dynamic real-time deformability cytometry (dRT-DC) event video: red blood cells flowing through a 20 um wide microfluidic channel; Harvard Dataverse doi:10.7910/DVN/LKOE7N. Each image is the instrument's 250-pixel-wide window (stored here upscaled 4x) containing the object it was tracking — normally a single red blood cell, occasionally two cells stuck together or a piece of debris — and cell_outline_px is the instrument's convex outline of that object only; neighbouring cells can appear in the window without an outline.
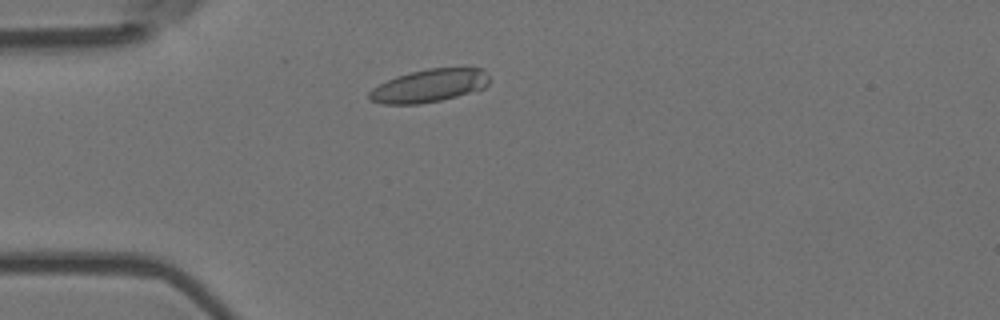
{"species": "Egyptian fruit bat (a non-hibernating species)", "species_latin": "Rousettus aegyptiacus", "temperature_condition": "room temperature", "stored_images_in_passage": 1, "camera_frame_rate_fps": 3000, "um_per_image_px": 0.085, "animal": {"sex": "female"}, "frame": {"image": 1, "passage_image": 1, "time_ms": 0.0, "image_size_px": [1000, 320], "cell_outline_px": [[488, 84], [484, 88], [456, 96], [440, 100], [420, 104], [384, 104], [368, 100], [368, 92], [372, 88], [396, 76], [428, 68], [484, 68], [488, 76]], "centroid_in_image_um": [36.46, 7.29], "position_along_channel_um": 48.5, "area_um2": 22.95}}